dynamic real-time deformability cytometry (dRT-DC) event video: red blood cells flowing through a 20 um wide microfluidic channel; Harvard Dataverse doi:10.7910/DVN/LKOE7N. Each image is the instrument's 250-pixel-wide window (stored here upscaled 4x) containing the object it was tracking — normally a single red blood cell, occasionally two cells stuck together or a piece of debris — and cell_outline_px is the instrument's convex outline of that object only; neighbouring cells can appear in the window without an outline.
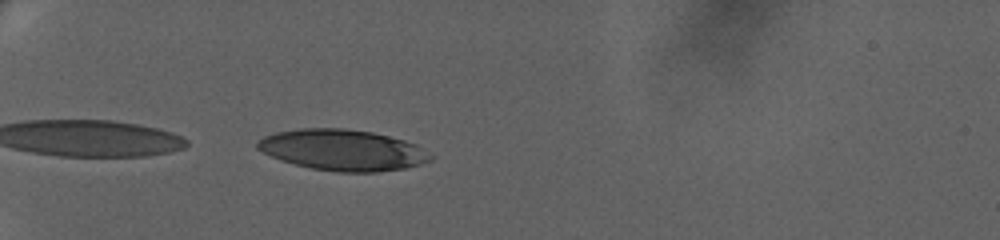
{"species": "human", "species_latin": "Homo sapiens", "temperature_condition": "warm", "stored_images_in_passage": 40, "camera_frame_rate_fps": 3000, "um_per_image_px": 0.085, "donor": {"sex": "female"}, "frame": {"image": 1, "passage_image": 1, "time_ms": 0.0, "image_size_px": [1000, 240], "cell_outline_px": [[436, 156], [432, 160], [420, 164], [404, 168], [376, 172], [336, 172], [312, 168], [280, 160], [256, 148], [256, 144], [264, 136], [276, 132], [300, 128], [344, 128], [372, 132], [404, 140], [416, 144]], "centroid_in_image_um": [29.16, 12.75], "position_along_channel_um": 55.8, "area_um2": 41.33}}
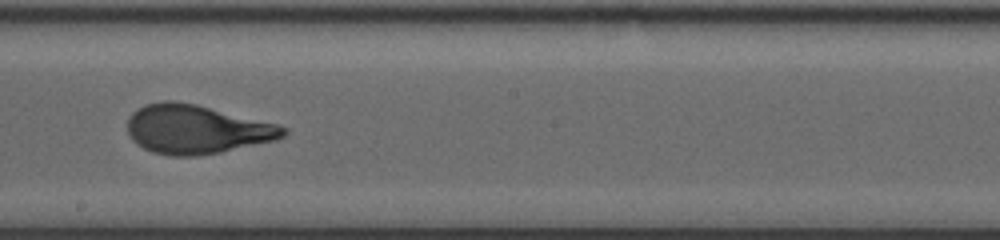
{"frame": {"image": 2, "passage_image": 20, "time_ms": 6.333, "image_size_px": [1000, 240], "cell_outline_px": [[288, 132], [284, 136], [276, 140], [220, 152], [196, 156], [168, 156], [152, 152], [136, 144], [128, 136], [128, 116], [132, 112], [144, 104], [164, 100], [172, 100], [196, 104], [276, 124], [288, 128]], "centroid_in_image_um": [16.66, 10.99], "position_along_channel_um": 231.5, "area_um2": 44.51}}
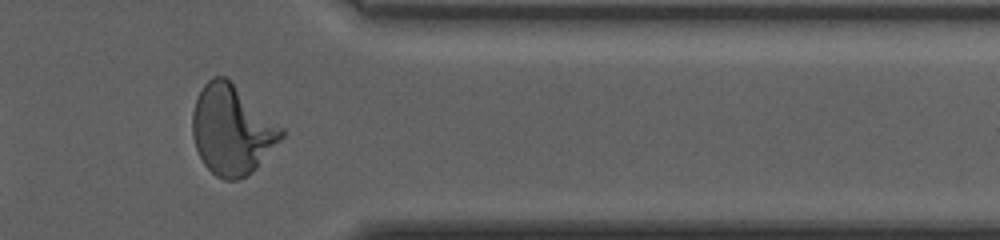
{"frame": {"image": 3, "passage_image": 35, "time_ms": 11.333, "image_size_px": [1000, 240], "cell_outline_px": [[284, 136], [256, 168], [248, 176], [236, 180], [224, 180], [216, 176], [204, 164], [196, 148], [192, 136], [192, 112], [196, 96], [204, 84], [212, 76], [224, 76], [284, 128]], "centroid_in_image_um": [19.69, 11.05], "position_along_channel_um": 391.7, "area_um2": 46.24}, "authors_computed_cell_mechanics": {"area_um2": 43.8413, "velocity_mm_per_s": 3.2944, "shape_relaxation_time_tau1_ms": 4.812, "shape_relaxation_time_tau2_ms": null, "deformation_change_tau1": 0.2417, "deformation_change_tau2": null}}